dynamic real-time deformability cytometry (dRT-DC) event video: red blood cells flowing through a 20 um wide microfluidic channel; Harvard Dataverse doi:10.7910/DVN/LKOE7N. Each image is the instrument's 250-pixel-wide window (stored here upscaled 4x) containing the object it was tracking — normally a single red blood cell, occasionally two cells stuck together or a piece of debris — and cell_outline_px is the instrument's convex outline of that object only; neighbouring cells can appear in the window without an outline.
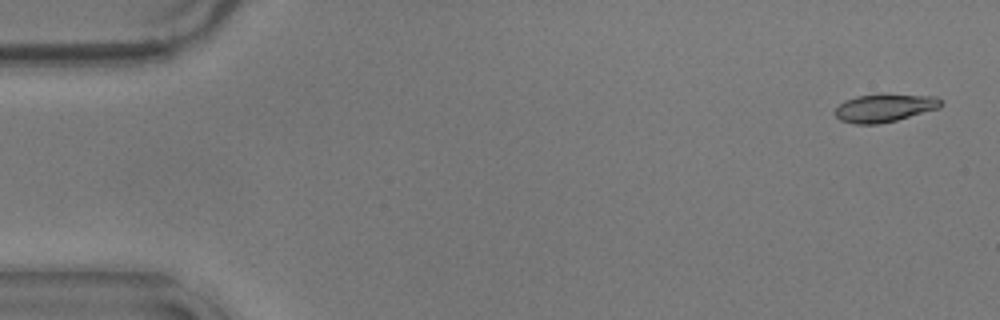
{"species": "common noctule bat (a hibernating species)", "species_latin": "Nyctalus noctula", "temperature_condition": "warm", "stored_images_in_passage": 56, "camera_frame_rate_fps": 3000, "um_per_image_px": 0.085, "animal": {"sex": "male", "body_mass_g": 17.9}, "frame": {"image": 1, "passage_image": 2, "time_ms": 0.333, "image_size_px": [1000, 320], "cell_outline_px": [[944, 104], [940, 108], [896, 120], [876, 124], [852, 124], [840, 120], [832, 112], [844, 100], [856, 96], [880, 92], [884, 92], [936, 96]], "centroid_in_image_um": [75.18, 9.13], "position_along_channel_um": 9.8, "area_um2": 17.98}}
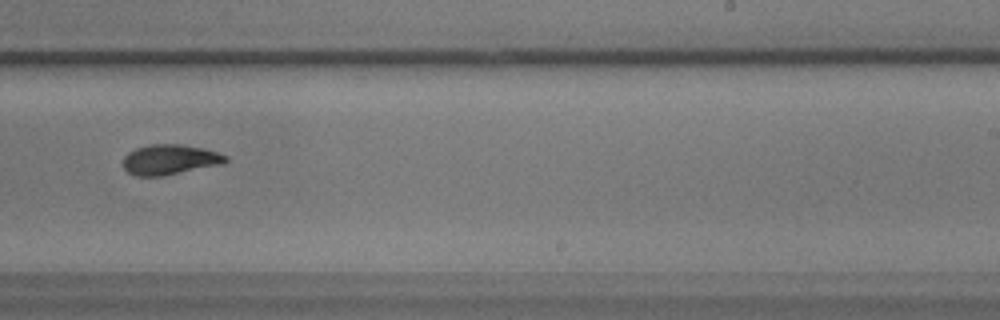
{"frame": {"image": 2, "passage_image": 35, "time_ms": 11.333, "image_size_px": [1000, 320], "cell_outline_px": [[228, 160], [224, 164], [164, 176], [136, 176], [128, 172], [124, 168], [124, 156], [128, 152], [136, 148], [148, 144], [180, 144], [200, 148], [216, 152], [228, 156]], "centroid_in_image_um": [14.44, 13.57], "position_along_channel_um": 274.6, "area_um2": 18.09}}
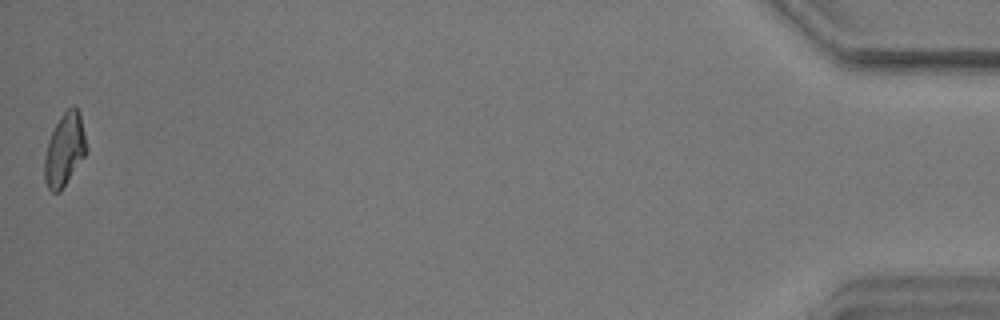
{"frame": {"image": 3, "passage_image": 56, "time_ms": 18.333, "image_size_px": [1000, 320], "cell_outline_px": [[88, 152], [60, 192], [52, 192], [48, 188], [44, 180], [44, 156], [48, 140], [60, 116], [72, 104], [80, 112], [88, 148]], "centroid_in_image_um": [5.5, 12.72], "position_along_channel_um": 429.7, "area_um2": 18.03}, "authors_computed_cell_mechanics": {"area_um2": 18.0336, "velocity_mm_per_s": 3.5671, "shape_relaxation_time_tau1_ms": 3.7029, "shape_relaxation_time_tau2_ms": 2.678, "deformation_change_tau1": 0.1458, "deformation_change_tau2": 0.077}}